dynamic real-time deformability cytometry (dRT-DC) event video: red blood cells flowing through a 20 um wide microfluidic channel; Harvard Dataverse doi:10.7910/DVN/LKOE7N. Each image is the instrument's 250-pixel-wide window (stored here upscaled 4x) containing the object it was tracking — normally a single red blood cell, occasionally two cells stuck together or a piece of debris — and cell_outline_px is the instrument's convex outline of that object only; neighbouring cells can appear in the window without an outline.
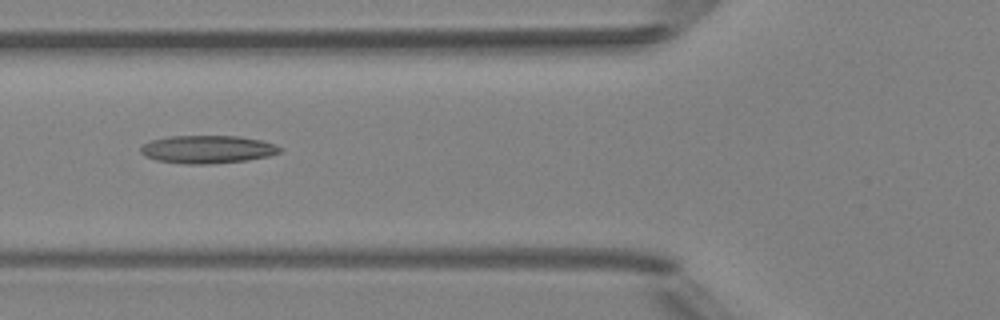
{"species": "Egyptian fruit bat (a non-hibernating species)", "species_latin": "Rousettus aegyptiacus", "temperature_condition": "room temperature", "stored_images_in_passage": 6, "camera_frame_rate_fps": 3000, "um_per_image_px": 0.085, "animal": {"sex": "female"}, "frame": {"image": 1, "passage_image": 5, "time_ms": 4.667, "image_size_px": [1000, 320], "cell_outline_px": [[284, 148], [280, 152], [268, 156], [248, 160], [208, 164], [184, 164], [156, 160], [144, 156], [140, 152], [140, 148], [144, 144], [152, 140], [172, 136], [240, 136], [260, 140], [276, 144]], "centroid_in_image_um": [17.66, 12.7], "position_along_channel_um": 108.1, "area_um2": 22.72}}
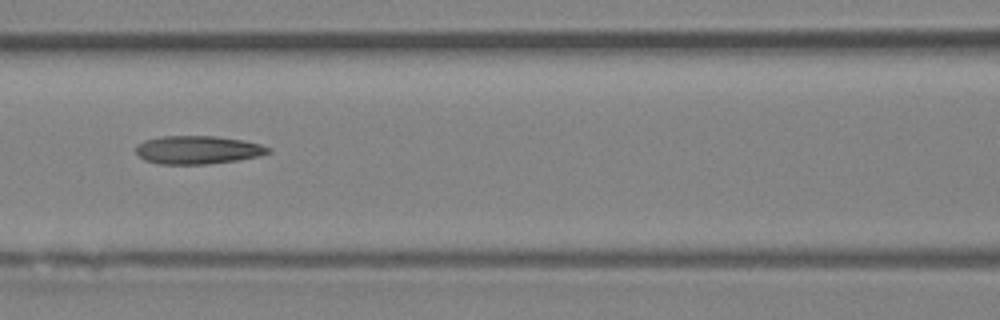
{"frame": {"image": 2, "passage_image": 6, "time_ms": 5.667, "image_size_px": [1000, 320], "cell_outline_px": [[272, 152], [260, 156], [236, 160], [204, 164], [160, 164], [144, 160], [136, 152], [136, 144], [144, 140], [160, 136], [216, 136], [244, 140], [260, 144], [272, 148]], "centroid_in_image_um": [16.82, 12.73], "position_along_channel_um": 149.8, "area_um2": 21.91}}